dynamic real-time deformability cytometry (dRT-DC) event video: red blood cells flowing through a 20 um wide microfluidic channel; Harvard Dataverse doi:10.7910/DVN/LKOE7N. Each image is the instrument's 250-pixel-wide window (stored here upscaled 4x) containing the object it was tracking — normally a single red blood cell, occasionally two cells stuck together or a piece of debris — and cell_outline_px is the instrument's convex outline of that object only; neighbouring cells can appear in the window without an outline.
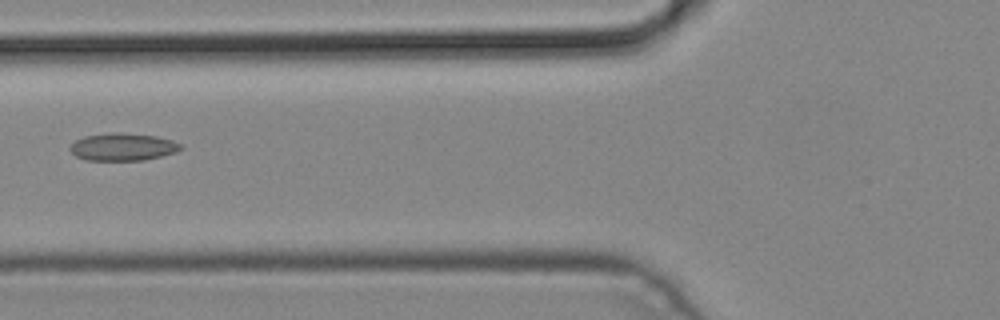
{"species": "common noctule bat (a hibernating species)", "species_latin": "Nyctalus noctula", "temperature_condition": "cold", "stored_images_in_passage": 3, "camera_frame_rate_fps": 3000, "um_per_image_px": 0.085, "animal": {"sex": "male", "body_mass_g": 19.2, "forearm_length_mm": 51.8}, "frame": {"image": 1, "passage_image": 2, "time_ms": 0.333, "image_size_px": [1000, 320], "cell_outline_px": [[184, 148], [176, 152], [144, 160], [84, 160], [76, 156], [68, 148], [76, 140], [84, 136], [112, 132], [120, 132], [156, 136], [172, 140], [180, 144]], "centroid_in_image_um": [10.43, 12.48], "position_along_channel_um": 115.4, "area_um2": 17.74}}
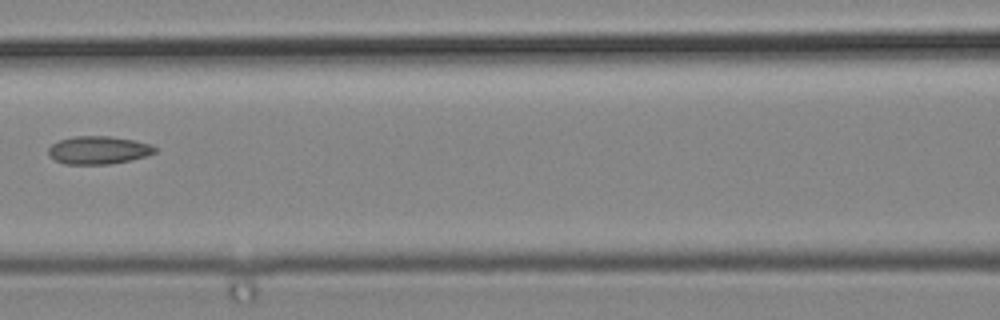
{"frame": {"image": 2, "passage_image": 3, "time_ms": 0.667, "image_size_px": [1000, 320], "cell_outline_px": [[156, 152], [132, 160], [108, 164], [64, 164], [48, 156], [48, 148], [52, 144], [60, 140], [76, 136], [108, 136], [132, 140], [152, 144], [156, 148]], "centroid_in_image_um": [8.35, 12.76], "position_along_channel_um": 158.2, "area_um2": 17.28}}